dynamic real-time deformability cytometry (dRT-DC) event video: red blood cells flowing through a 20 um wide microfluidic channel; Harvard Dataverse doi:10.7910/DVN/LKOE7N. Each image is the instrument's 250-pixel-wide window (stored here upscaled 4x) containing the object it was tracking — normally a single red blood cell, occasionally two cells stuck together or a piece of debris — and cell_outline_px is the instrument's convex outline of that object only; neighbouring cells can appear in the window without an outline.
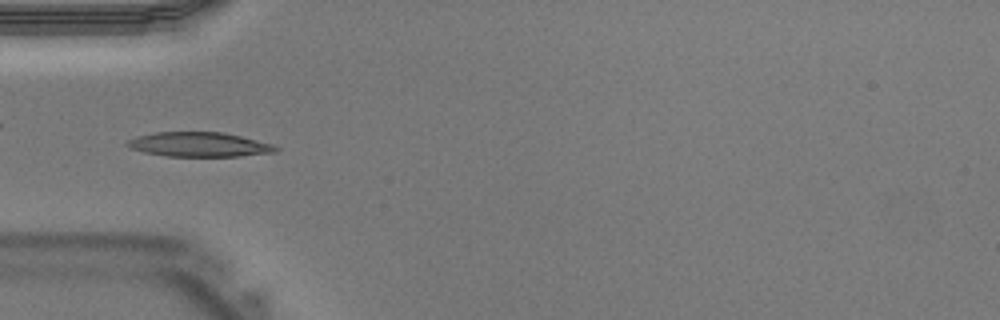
{"species": "Egyptian fruit bat (a non-hibernating species)", "species_latin": "Rousettus aegyptiacus", "temperature_condition": "warm", "stored_images_in_passage": 40, "camera_frame_rate_fps": 3000, "um_per_image_px": 0.085, "animal": {"sex": "male"}, "frame": {"image": 1, "passage_image": 12, "time_ms": 3.667, "image_size_px": [1000, 320], "cell_outline_px": [[280, 148], [276, 152], [240, 156], [168, 156], [144, 152], [132, 148], [124, 144], [128, 140], [136, 136], [156, 132], [224, 132], [272, 144]], "centroid_in_image_um": [16.93, 12.28], "position_along_channel_um": 68.1, "area_um2": 21.1}}